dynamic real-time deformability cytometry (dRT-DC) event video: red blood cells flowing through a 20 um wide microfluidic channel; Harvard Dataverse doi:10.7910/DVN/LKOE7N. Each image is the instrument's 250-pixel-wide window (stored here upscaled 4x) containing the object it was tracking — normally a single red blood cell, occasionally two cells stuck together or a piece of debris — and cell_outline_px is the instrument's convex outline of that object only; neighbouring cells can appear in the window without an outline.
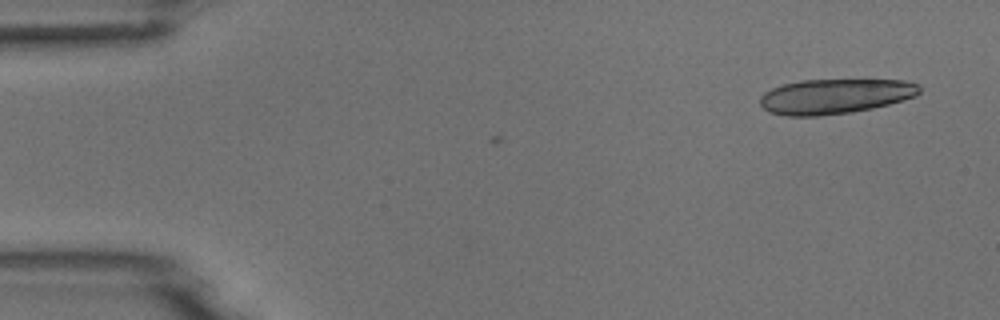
{"species": "common noctule bat (a hibernating species)", "species_latin": "Nyctalus noctula", "temperature_condition": "room temperature", "stored_images_in_passage": 7, "camera_frame_rate_fps": 3000, "um_per_image_px": 0.085, "animal": {"sex": "male", "body_mass_g": 18.8}, "frame": {"image": 1, "passage_image": 1, "time_ms": 0.0, "image_size_px": [1000, 320], "cell_outline_px": [[920, 92], [916, 96], [904, 100], [872, 108], [852, 112], [820, 116], [784, 116], [768, 112], [760, 104], [760, 96], [764, 92], [772, 88], [784, 84], [800, 80], [904, 80], [920, 84]], "centroid_in_image_um": [70.97, 8.19], "position_along_channel_um": 14.0, "area_um2": 32.66}}
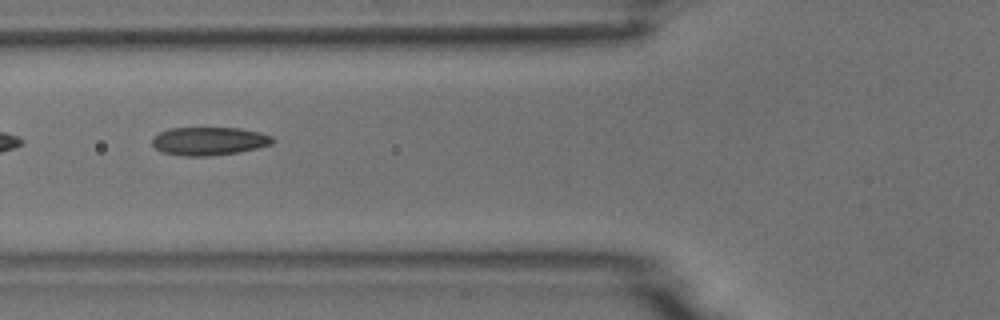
{"frame": {"image": 2, "passage_image": 6, "time_ms": 5.667, "image_size_px": [1000, 320], "cell_outline_px": [[276, 140], [272, 144], [240, 152], [208, 156], [180, 156], [160, 152], [152, 144], [152, 136], [168, 128], [240, 128], [260, 132], [272, 136]], "centroid_in_image_um": [17.75, 12.0], "position_along_channel_um": 108.0, "area_um2": 20.06}}